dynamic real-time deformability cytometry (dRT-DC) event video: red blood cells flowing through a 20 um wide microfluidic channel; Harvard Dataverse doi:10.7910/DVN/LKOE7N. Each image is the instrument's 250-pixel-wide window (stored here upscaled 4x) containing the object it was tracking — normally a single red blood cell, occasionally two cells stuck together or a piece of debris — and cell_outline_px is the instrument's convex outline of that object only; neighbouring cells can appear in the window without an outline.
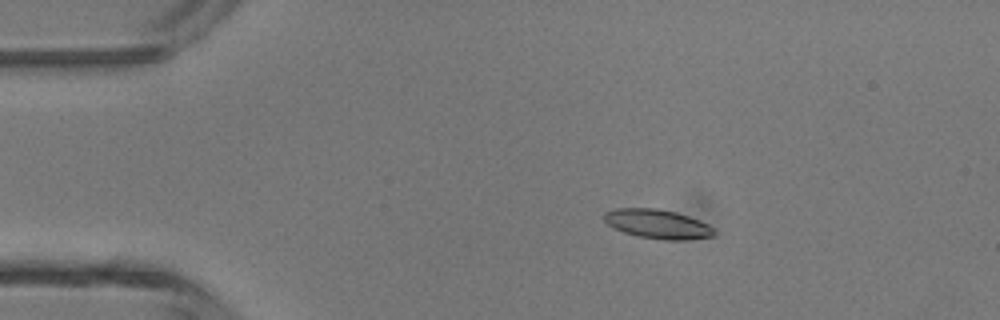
{"species": "common noctule bat (a hibernating species)", "species_latin": "Nyctalus noctula", "temperature_condition": "room temperature", "stored_images_in_passage": 5, "camera_frame_rate_fps": 3000, "um_per_image_px": 0.085, "animal": {"sex": "male", "body_mass_g": 13.3}, "frame": {"image": 1, "passage_image": 3, "time_ms": 0.667, "image_size_px": [1000, 320], "cell_outline_px": [[716, 232], [712, 236], [688, 240], [664, 240], [640, 236], [624, 232], [608, 224], [604, 220], [604, 212], [616, 208], [656, 208], [676, 212], [700, 220], [708, 224]], "centroid_in_image_um": [55.91, 19.03], "position_along_channel_um": 29.1, "area_um2": 18.61}}
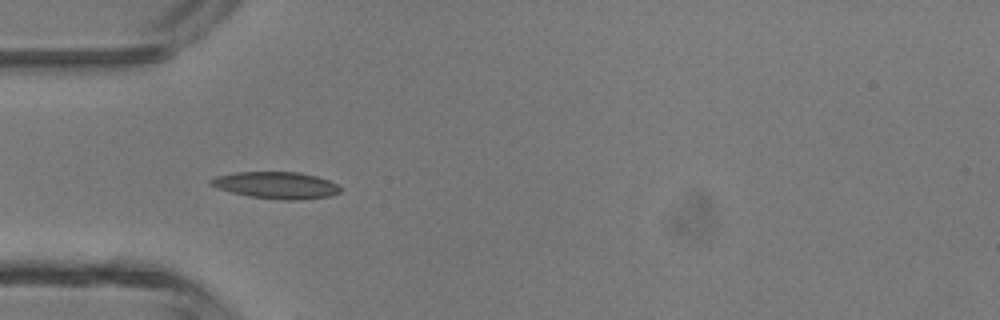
{"frame": {"image": 2, "passage_image": 4, "time_ms": 1.0, "image_size_px": [1000, 320], "cell_outline_px": [[344, 188], [340, 192], [332, 196], [300, 200], [280, 200], [248, 196], [232, 192], [208, 184], [208, 180], [216, 176], [236, 172], [300, 172], [316, 176], [328, 180]], "centroid_in_image_um": [23.51, 15.75], "position_along_channel_um": 61.5, "area_um2": 20.4}}